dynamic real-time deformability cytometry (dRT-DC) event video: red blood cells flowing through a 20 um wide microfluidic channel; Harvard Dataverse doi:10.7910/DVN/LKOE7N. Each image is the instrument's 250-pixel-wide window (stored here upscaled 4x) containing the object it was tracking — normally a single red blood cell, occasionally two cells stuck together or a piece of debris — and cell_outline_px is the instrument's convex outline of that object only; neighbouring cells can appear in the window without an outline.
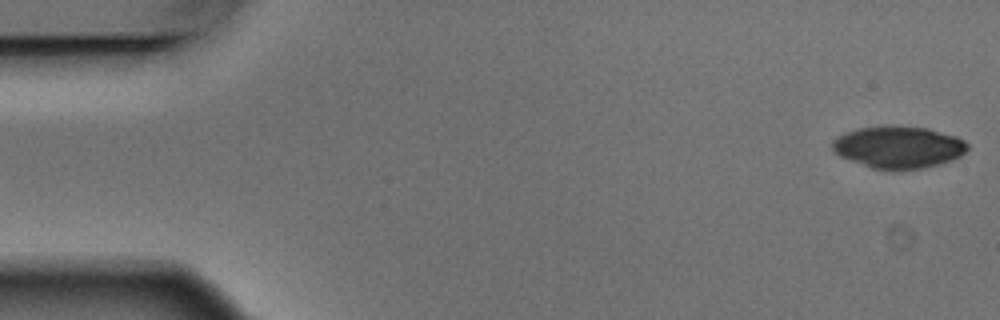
{"species": "Egyptian fruit bat (a non-hibernating species)", "species_latin": "Rousettus aegyptiacus", "temperature_condition": "warm", "stored_images_in_passage": 4, "camera_frame_rate_fps": 3000, "um_per_image_px": 0.085, "animal": {"sex": "male"}, "frame": {"image": 1, "passage_image": 1, "time_ms": 0.0, "image_size_px": [1000, 320], "cell_outline_px": [[968, 148], [960, 156], [952, 160], [924, 168], [872, 168], [840, 156], [832, 148], [832, 144], [844, 132], [856, 128], [892, 124], [928, 128], [956, 136], [964, 140], [968, 144]], "centroid_in_image_um": [76.39, 12.46], "position_along_channel_um": 8.6, "area_um2": 32.89}}
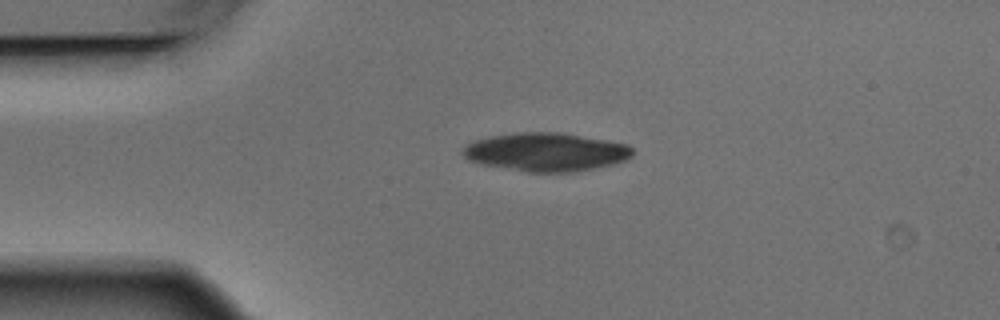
{"frame": {"image": 2, "passage_image": 4, "time_ms": 1.0, "image_size_px": [1000, 320], "cell_outline_px": [[636, 152], [628, 160], [612, 164], [576, 172], [528, 172], [480, 164], [468, 160], [460, 152], [468, 144], [476, 140], [488, 136], [516, 132], [564, 132], [608, 140], [628, 144]], "centroid_in_image_um": [46.44, 12.91], "position_along_channel_um": 38.6, "area_um2": 38.49}}